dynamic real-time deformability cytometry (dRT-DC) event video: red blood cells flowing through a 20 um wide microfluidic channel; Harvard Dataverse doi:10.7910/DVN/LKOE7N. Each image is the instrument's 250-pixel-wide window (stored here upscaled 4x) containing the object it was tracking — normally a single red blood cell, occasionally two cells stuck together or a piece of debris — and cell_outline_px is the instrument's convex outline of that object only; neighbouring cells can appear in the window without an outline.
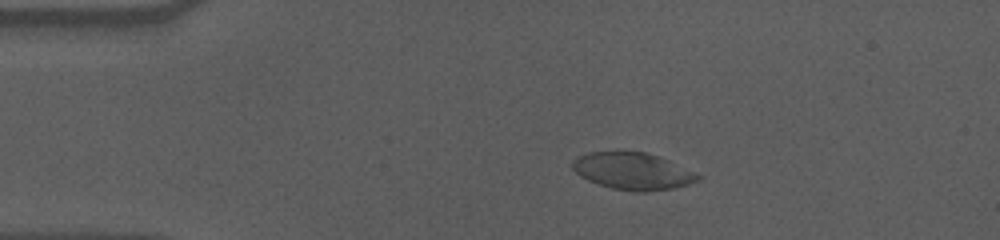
{"species": "human", "species_latin": "Homo sapiens", "temperature_condition": "cold", "stored_images_in_passage": 48, "camera_frame_rate_fps": 3000, "um_per_image_px": 0.085, "donor": {"sex": "male"}, "frame": {"image": 1, "passage_image": 1, "time_ms": 0.0, "image_size_px": [1000, 240], "cell_outline_px": [[704, 176], [700, 180], [676, 188], [644, 192], [636, 192], [612, 188], [588, 180], [580, 176], [572, 168], [572, 160], [588, 152], [616, 148], [644, 152], [660, 156]], "centroid_in_image_um": [53.78, 14.5], "position_along_channel_um": 31.2, "area_um2": 27.86}}
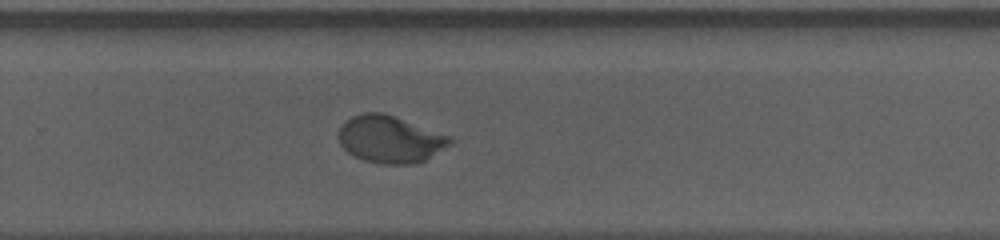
{"frame": {"image": 2, "passage_image": 28, "time_ms": 9.0, "image_size_px": [1000, 240], "cell_outline_px": [[452, 144], [424, 160], [416, 164], [380, 164], [364, 160], [348, 152], [340, 144], [336, 136], [340, 128], [352, 116], [364, 112], [384, 112], [452, 136]], "centroid_in_image_um": [33.17, 11.83], "position_along_channel_um": 296.6, "area_um2": 30.75}}
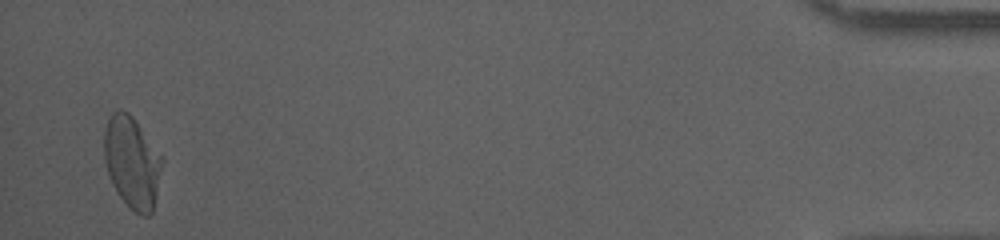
{"frame": {"image": 3, "passage_image": 46, "time_ms": 15.0, "image_size_px": [1000, 240], "cell_outline_px": [[164, 160], [152, 212], [148, 216], [144, 216], [136, 212], [120, 196], [112, 184], [104, 160], [104, 128], [112, 112], [120, 108], [128, 112], [132, 116], [164, 156]], "centroid_in_image_um": [11.24, 13.74], "position_along_channel_um": 424.0, "area_um2": 31.04}, "authors_computed_cell_mechanics": {"area_um2": 30.2294, "velocity_mm_per_s": 3.5352, "shape_relaxation_time_tau1_ms": 4.3221, "shape_relaxation_time_tau2_ms": null, "deformation_change_tau1": 0.1893, "deformation_change_tau2": null}}